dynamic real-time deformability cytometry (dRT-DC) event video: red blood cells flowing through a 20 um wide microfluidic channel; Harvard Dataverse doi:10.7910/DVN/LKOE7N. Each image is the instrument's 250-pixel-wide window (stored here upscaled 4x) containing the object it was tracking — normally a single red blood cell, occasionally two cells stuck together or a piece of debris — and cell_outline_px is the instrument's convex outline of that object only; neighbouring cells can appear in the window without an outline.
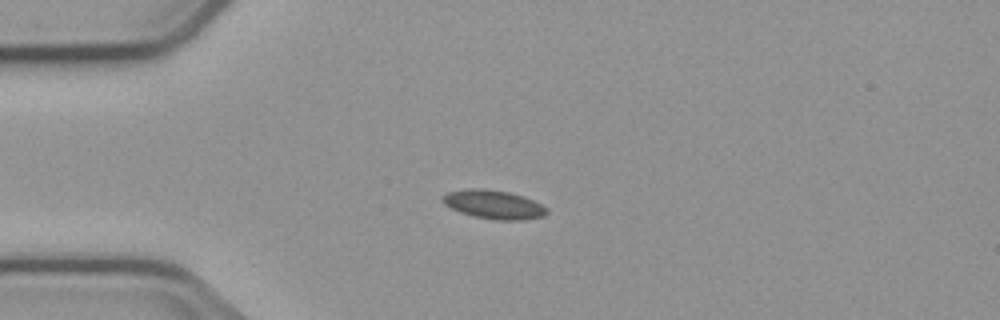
{"species": "common noctule bat (a hibernating species)", "species_latin": "Nyctalus noctula", "temperature_condition": "cold", "stored_images_in_passage": 5, "camera_frame_rate_fps": 3000, "um_per_image_px": 0.085, "animal": {"sex": "male", "body_mass_g": 23.1, "forearm_length_mm": 52.7}, "frame": {"image": 1, "passage_image": 2, "time_ms": 1.0, "image_size_px": [1000, 320], "cell_outline_px": [[548, 212], [544, 216], [524, 220], [496, 220], [472, 216], [460, 212], [444, 204], [440, 200], [440, 196], [448, 192], [472, 188], [480, 188], [508, 192], [524, 196], [548, 208]], "centroid_in_image_um": [41.95, 17.39], "position_along_channel_um": 43.1, "area_um2": 17.51}}
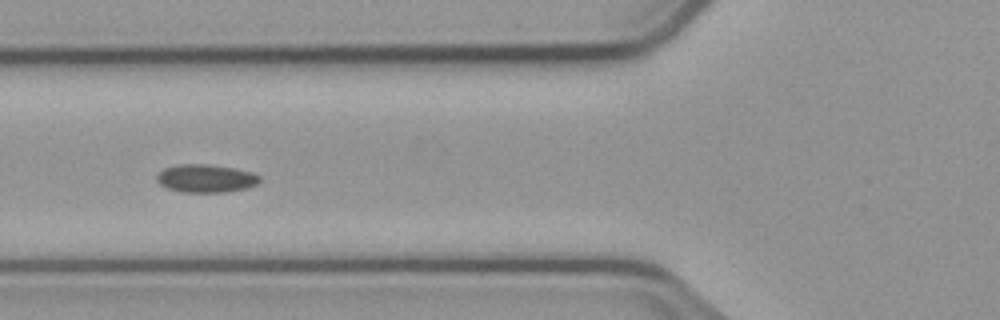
{"frame": {"image": 2, "passage_image": 4, "time_ms": 3.333, "image_size_px": [1000, 320], "cell_outline_px": [[260, 180], [256, 184], [248, 188], [224, 192], [180, 192], [168, 188], [160, 184], [156, 180], [156, 176], [164, 168], [180, 164], [208, 164], [232, 168], [252, 172], [260, 176]], "centroid_in_image_um": [17.49, 15.17], "position_along_channel_um": 108.3, "area_um2": 16.76}}
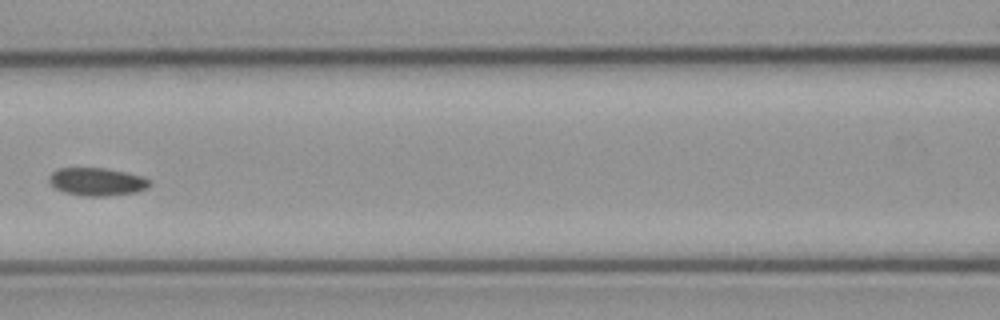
{"frame": {"image": 3, "passage_image": 5, "time_ms": 4.667, "image_size_px": [1000, 320], "cell_outline_px": [[152, 184], [148, 188], [136, 192], [108, 196], [84, 196], [64, 192], [56, 188], [48, 180], [48, 176], [52, 172], [60, 168], [104, 168], [144, 176], [152, 180]], "centroid_in_image_um": [8.29, 15.45], "position_along_channel_um": 158.3, "area_um2": 16.47}}